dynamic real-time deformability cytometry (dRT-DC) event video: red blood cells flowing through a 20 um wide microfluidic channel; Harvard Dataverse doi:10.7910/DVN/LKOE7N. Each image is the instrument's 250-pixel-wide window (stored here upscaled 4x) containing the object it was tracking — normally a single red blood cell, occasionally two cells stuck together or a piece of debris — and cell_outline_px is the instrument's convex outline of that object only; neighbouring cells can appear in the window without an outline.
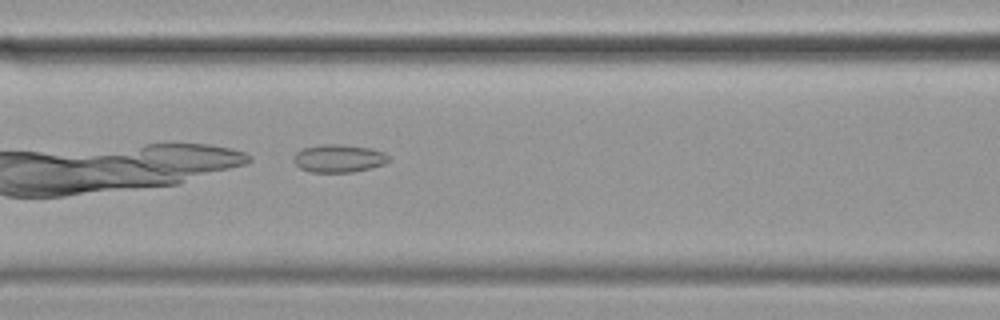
{"species": "common noctule bat (a hibernating species)", "species_latin": "Nyctalus noctula", "temperature_condition": "cold", "stored_images_in_passage": 37, "camera_frame_rate_fps": 3000, "um_per_image_px": 0.085, "animal": {"sex": "female", "body_mass_g": 19.9}, "frame": {"image": 1, "passage_image": 11, "time_ms": 3.333, "image_size_px": [1000, 320], "cell_outline_px": [[392, 160], [384, 164], [352, 172], [312, 172], [300, 168], [292, 160], [296, 152], [304, 148], [320, 144], [340, 144], [372, 148], [384, 152]], "centroid_in_image_um": [28.8, 13.45], "position_along_channel_um": 137.8, "area_um2": 15.49}, "authors_computed_cell_mechanics": {"area_um2": 16.184, "velocity_mm_per_s": 3.4831, "shape_relaxation_time_tau1_ms": null, "shape_relaxation_time_tau2_ms": 3.9834, "deformation_change_tau1": null, "deformation_change_tau2": 0.0934}}